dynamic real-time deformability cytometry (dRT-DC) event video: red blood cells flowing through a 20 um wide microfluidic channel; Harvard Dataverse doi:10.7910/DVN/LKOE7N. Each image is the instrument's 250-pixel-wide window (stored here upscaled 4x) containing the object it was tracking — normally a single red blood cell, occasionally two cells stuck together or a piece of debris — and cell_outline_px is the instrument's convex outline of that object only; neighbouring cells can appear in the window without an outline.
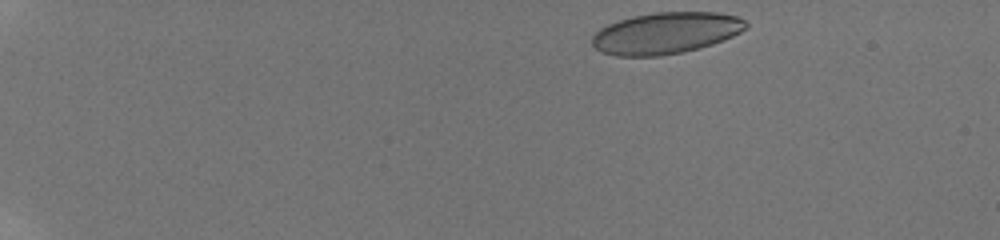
{"species": "human", "species_latin": "Homo sapiens", "temperature_condition": "room temperature", "stored_images_in_passage": 11, "camera_frame_rate_fps": 3000, "um_per_image_px": 0.085, "donor": {"sex": "male"}, "frame": {"image": 1, "passage_image": 1, "time_ms": 0.0, "image_size_px": [1000, 240], "cell_outline_px": [[748, 28], [732, 36], [712, 44], [700, 48], [660, 56], [616, 56], [600, 52], [592, 44], [592, 36], [600, 28], [608, 24], [632, 16], [656, 12], [720, 12], [736, 16], [744, 20], [748, 24]], "centroid_in_image_um": [56.59, 2.81], "position_along_channel_um": 28.4, "area_um2": 37.22}}
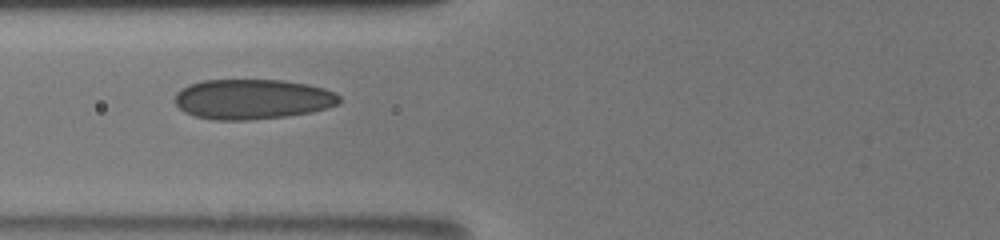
{"frame": {"image": 2, "passage_image": 7, "time_ms": 5.333, "image_size_px": [1000, 240], "cell_outline_px": [[340, 104], [328, 108], [312, 112], [288, 116], [248, 120], [212, 120], [196, 116], [184, 112], [176, 104], [176, 92], [180, 88], [188, 84], [204, 80], [284, 80], [308, 84], [324, 88], [336, 92], [340, 96]], "centroid_in_image_um": [21.49, 8.43], "position_along_channel_um": 104.3, "area_um2": 38.78}}
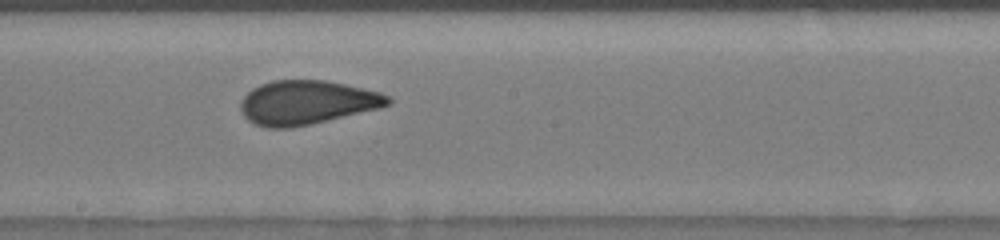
{"frame": {"image": 3, "passage_image": 10, "time_ms": 8.333, "image_size_px": [1000, 240], "cell_outline_px": [[392, 100], [388, 104], [380, 108], [312, 124], [292, 128], [268, 128], [252, 124], [244, 116], [240, 108], [240, 100], [252, 88], [260, 84], [272, 80], [324, 80], [344, 84], [380, 92], [388, 96]], "centroid_in_image_um": [26.04, 8.72], "position_along_channel_um": 222.2, "area_um2": 37.92}}